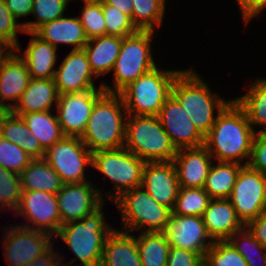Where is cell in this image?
Returning a JSON list of instances; mask_svg holds the SVG:
<instances>
[{"label": "cell", "mask_w": 266, "mask_h": 266, "mask_svg": "<svg viewBox=\"0 0 266 266\" xmlns=\"http://www.w3.org/2000/svg\"><path fill=\"white\" fill-rule=\"evenodd\" d=\"M255 134L244 109L231 100L217 112L214 125L204 137V146L219 162L241 164V160L247 158L244 165H248Z\"/></svg>", "instance_id": "1"}, {"label": "cell", "mask_w": 266, "mask_h": 266, "mask_svg": "<svg viewBox=\"0 0 266 266\" xmlns=\"http://www.w3.org/2000/svg\"><path fill=\"white\" fill-rule=\"evenodd\" d=\"M126 119L122 96L105 92L95 102L85 132L80 138L92 153L122 148L125 144Z\"/></svg>", "instance_id": "2"}, {"label": "cell", "mask_w": 266, "mask_h": 266, "mask_svg": "<svg viewBox=\"0 0 266 266\" xmlns=\"http://www.w3.org/2000/svg\"><path fill=\"white\" fill-rule=\"evenodd\" d=\"M171 94L178 100L195 128L205 137L214 125V109L220 112L231 101L211 92L194 70H182L175 78Z\"/></svg>", "instance_id": "3"}, {"label": "cell", "mask_w": 266, "mask_h": 266, "mask_svg": "<svg viewBox=\"0 0 266 266\" xmlns=\"http://www.w3.org/2000/svg\"><path fill=\"white\" fill-rule=\"evenodd\" d=\"M102 204L81 220L66 223L56 234L79 259L78 266H100L107 236L114 229L105 222ZM110 226V227H109Z\"/></svg>", "instance_id": "4"}, {"label": "cell", "mask_w": 266, "mask_h": 266, "mask_svg": "<svg viewBox=\"0 0 266 266\" xmlns=\"http://www.w3.org/2000/svg\"><path fill=\"white\" fill-rule=\"evenodd\" d=\"M124 147L146 162H170L177 154L157 116L127 115Z\"/></svg>", "instance_id": "5"}, {"label": "cell", "mask_w": 266, "mask_h": 266, "mask_svg": "<svg viewBox=\"0 0 266 266\" xmlns=\"http://www.w3.org/2000/svg\"><path fill=\"white\" fill-rule=\"evenodd\" d=\"M182 70H160L157 66L131 82L119 94L127 115L157 116L171 95L173 82Z\"/></svg>", "instance_id": "6"}, {"label": "cell", "mask_w": 266, "mask_h": 266, "mask_svg": "<svg viewBox=\"0 0 266 266\" xmlns=\"http://www.w3.org/2000/svg\"><path fill=\"white\" fill-rule=\"evenodd\" d=\"M153 31H137L122 38V46L116 59L113 72L114 88L102 83L107 93L119 94L131 82L156 67L151 52Z\"/></svg>", "instance_id": "7"}, {"label": "cell", "mask_w": 266, "mask_h": 266, "mask_svg": "<svg viewBox=\"0 0 266 266\" xmlns=\"http://www.w3.org/2000/svg\"><path fill=\"white\" fill-rule=\"evenodd\" d=\"M121 212L125 232H163L168 226L172 211L157 203L142 187L123 193L114 201ZM148 228V229H147Z\"/></svg>", "instance_id": "8"}, {"label": "cell", "mask_w": 266, "mask_h": 266, "mask_svg": "<svg viewBox=\"0 0 266 266\" xmlns=\"http://www.w3.org/2000/svg\"><path fill=\"white\" fill-rule=\"evenodd\" d=\"M145 162L125 147L119 149L99 150L92 154V167L110 178L116 192L106 196L112 201L123 193L140 187Z\"/></svg>", "instance_id": "9"}, {"label": "cell", "mask_w": 266, "mask_h": 266, "mask_svg": "<svg viewBox=\"0 0 266 266\" xmlns=\"http://www.w3.org/2000/svg\"><path fill=\"white\" fill-rule=\"evenodd\" d=\"M92 154L80 137L64 136L45 151L43 158L64 184L80 183L87 182L85 167L92 166Z\"/></svg>", "instance_id": "10"}, {"label": "cell", "mask_w": 266, "mask_h": 266, "mask_svg": "<svg viewBox=\"0 0 266 266\" xmlns=\"http://www.w3.org/2000/svg\"><path fill=\"white\" fill-rule=\"evenodd\" d=\"M228 199L246 225L266 210V175L243 165Z\"/></svg>", "instance_id": "11"}, {"label": "cell", "mask_w": 266, "mask_h": 266, "mask_svg": "<svg viewBox=\"0 0 266 266\" xmlns=\"http://www.w3.org/2000/svg\"><path fill=\"white\" fill-rule=\"evenodd\" d=\"M17 215H22L31 224L19 226L49 233L52 237L60 230L61 218L56 194L45 191L22 190Z\"/></svg>", "instance_id": "12"}, {"label": "cell", "mask_w": 266, "mask_h": 266, "mask_svg": "<svg viewBox=\"0 0 266 266\" xmlns=\"http://www.w3.org/2000/svg\"><path fill=\"white\" fill-rule=\"evenodd\" d=\"M104 93L101 84L97 89L59 95L57 118L65 136L83 135L93 106Z\"/></svg>", "instance_id": "13"}, {"label": "cell", "mask_w": 266, "mask_h": 266, "mask_svg": "<svg viewBox=\"0 0 266 266\" xmlns=\"http://www.w3.org/2000/svg\"><path fill=\"white\" fill-rule=\"evenodd\" d=\"M2 248L9 266H25L39 257L51 245L52 236L49 233L27 229L21 226H10L4 233Z\"/></svg>", "instance_id": "14"}, {"label": "cell", "mask_w": 266, "mask_h": 266, "mask_svg": "<svg viewBox=\"0 0 266 266\" xmlns=\"http://www.w3.org/2000/svg\"><path fill=\"white\" fill-rule=\"evenodd\" d=\"M92 185L88 180L63 184L56 194L61 225L81 220L103 204L102 193Z\"/></svg>", "instance_id": "15"}, {"label": "cell", "mask_w": 266, "mask_h": 266, "mask_svg": "<svg viewBox=\"0 0 266 266\" xmlns=\"http://www.w3.org/2000/svg\"><path fill=\"white\" fill-rule=\"evenodd\" d=\"M163 233L170 247H178L197 253L203 260L207 250L214 243L200 216L171 214L168 226Z\"/></svg>", "instance_id": "16"}, {"label": "cell", "mask_w": 266, "mask_h": 266, "mask_svg": "<svg viewBox=\"0 0 266 266\" xmlns=\"http://www.w3.org/2000/svg\"><path fill=\"white\" fill-rule=\"evenodd\" d=\"M157 117L176 150L204 145V137L172 94L161 107Z\"/></svg>", "instance_id": "17"}, {"label": "cell", "mask_w": 266, "mask_h": 266, "mask_svg": "<svg viewBox=\"0 0 266 266\" xmlns=\"http://www.w3.org/2000/svg\"><path fill=\"white\" fill-rule=\"evenodd\" d=\"M141 186L157 203L172 211L180 189L173 162H146Z\"/></svg>", "instance_id": "18"}, {"label": "cell", "mask_w": 266, "mask_h": 266, "mask_svg": "<svg viewBox=\"0 0 266 266\" xmlns=\"http://www.w3.org/2000/svg\"><path fill=\"white\" fill-rule=\"evenodd\" d=\"M94 73L90 68L84 49L71 50L55 71L54 81L59 95L97 89L93 83Z\"/></svg>", "instance_id": "19"}, {"label": "cell", "mask_w": 266, "mask_h": 266, "mask_svg": "<svg viewBox=\"0 0 266 266\" xmlns=\"http://www.w3.org/2000/svg\"><path fill=\"white\" fill-rule=\"evenodd\" d=\"M212 158L204 145L177 150L172 162L180 187L204 188L210 167L214 163Z\"/></svg>", "instance_id": "20"}, {"label": "cell", "mask_w": 266, "mask_h": 266, "mask_svg": "<svg viewBox=\"0 0 266 266\" xmlns=\"http://www.w3.org/2000/svg\"><path fill=\"white\" fill-rule=\"evenodd\" d=\"M30 79L27 64L13 50L0 67V106L7 111L15 107ZM8 101L14 103L6 104Z\"/></svg>", "instance_id": "21"}, {"label": "cell", "mask_w": 266, "mask_h": 266, "mask_svg": "<svg viewBox=\"0 0 266 266\" xmlns=\"http://www.w3.org/2000/svg\"><path fill=\"white\" fill-rule=\"evenodd\" d=\"M208 235L213 241L228 240L245 225L238 218L229 199H212L202 215Z\"/></svg>", "instance_id": "22"}, {"label": "cell", "mask_w": 266, "mask_h": 266, "mask_svg": "<svg viewBox=\"0 0 266 266\" xmlns=\"http://www.w3.org/2000/svg\"><path fill=\"white\" fill-rule=\"evenodd\" d=\"M34 34L42 41L58 48L59 44L73 46L72 50L83 49L88 42L78 17H64L40 26Z\"/></svg>", "instance_id": "23"}, {"label": "cell", "mask_w": 266, "mask_h": 266, "mask_svg": "<svg viewBox=\"0 0 266 266\" xmlns=\"http://www.w3.org/2000/svg\"><path fill=\"white\" fill-rule=\"evenodd\" d=\"M59 93L52 79L31 78L27 89L10 111L21 116L30 112L51 111L53 102L58 103Z\"/></svg>", "instance_id": "24"}, {"label": "cell", "mask_w": 266, "mask_h": 266, "mask_svg": "<svg viewBox=\"0 0 266 266\" xmlns=\"http://www.w3.org/2000/svg\"><path fill=\"white\" fill-rule=\"evenodd\" d=\"M100 266H141L136 236L114 228L106 238Z\"/></svg>", "instance_id": "25"}, {"label": "cell", "mask_w": 266, "mask_h": 266, "mask_svg": "<svg viewBox=\"0 0 266 266\" xmlns=\"http://www.w3.org/2000/svg\"><path fill=\"white\" fill-rule=\"evenodd\" d=\"M33 37L30 38L29 45L20 57L27 64L31 78L35 79H52L55 76L57 48L50 43L42 41L34 33H28Z\"/></svg>", "instance_id": "26"}, {"label": "cell", "mask_w": 266, "mask_h": 266, "mask_svg": "<svg viewBox=\"0 0 266 266\" xmlns=\"http://www.w3.org/2000/svg\"><path fill=\"white\" fill-rule=\"evenodd\" d=\"M122 46V38L104 35L89 39L84 46L90 68L95 77L111 72Z\"/></svg>", "instance_id": "27"}, {"label": "cell", "mask_w": 266, "mask_h": 266, "mask_svg": "<svg viewBox=\"0 0 266 266\" xmlns=\"http://www.w3.org/2000/svg\"><path fill=\"white\" fill-rule=\"evenodd\" d=\"M0 136L17 144L33 159H42L45 150L41 147L38 139L32 135L21 116L7 111L0 121Z\"/></svg>", "instance_id": "28"}, {"label": "cell", "mask_w": 266, "mask_h": 266, "mask_svg": "<svg viewBox=\"0 0 266 266\" xmlns=\"http://www.w3.org/2000/svg\"><path fill=\"white\" fill-rule=\"evenodd\" d=\"M21 189L26 191H45L57 194L63 182L58 173L44 160L33 159L19 174Z\"/></svg>", "instance_id": "29"}, {"label": "cell", "mask_w": 266, "mask_h": 266, "mask_svg": "<svg viewBox=\"0 0 266 266\" xmlns=\"http://www.w3.org/2000/svg\"><path fill=\"white\" fill-rule=\"evenodd\" d=\"M21 118L45 151L65 136L57 115H52L51 111L30 112L22 114Z\"/></svg>", "instance_id": "30"}, {"label": "cell", "mask_w": 266, "mask_h": 266, "mask_svg": "<svg viewBox=\"0 0 266 266\" xmlns=\"http://www.w3.org/2000/svg\"><path fill=\"white\" fill-rule=\"evenodd\" d=\"M243 164L219 162L212 164L206 178L204 190L212 199H228Z\"/></svg>", "instance_id": "31"}, {"label": "cell", "mask_w": 266, "mask_h": 266, "mask_svg": "<svg viewBox=\"0 0 266 266\" xmlns=\"http://www.w3.org/2000/svg\"><path fill=\"white\" fill-rule=\"evenodd\" d=\"M136 241L141 266H166L170 245L163 232H141Z\"/></svg>", "instance_id": "32"}, {"label": "cell", "mask_w": 266, "mask_h": 266, "mask_svg": "<svg viewBox=\"0 0 266 266\" xmlns=\"http://www.w3.org/2000/svg\"><path fill=\"white\" fill-rule=\"evenodd\" d=\"M248 93L234 100L244 109L252 128L266 126V79L254 81ZM266 133V128L258 131Z\"/></svg>", "instance_id": "33"}, {"label": "cell", "mask_w": 266, "mask_h": 266, "mask_svg": "<svg viewBox=\"0 0 266 266\" xmlns=\"http://www.w3.org/2000/svg\"><path fill=\"white\" fill-rule=\"evenodd\" d=\"M166 0H133L132 22L139 31H155L164 18Z\"/></svg>", "instance_id": "34"}, {"label": "cell", "mask_w": 266, "mask_h": 266, "mask_svg": "<svg viewBox=\"0 0 266 266\" xmlns=\"http://www.w3.org/2000/svg\"><path fill=\"white\" fill-rule=\"evenodd\" d=\"M211 200L204 188L180 187L172 214L202 217Z\"/></svg>", "instance_id": "35"}, {"label": "cell", "mask_w": 266, "mask_h": 266, "mask_svg": "<svg viewBox=\"0 0 266 266\" xmlns=\"http://www.w3.org/2000/svg\"><path fill=\"white\" fill-rule=\"evenodd\" d=\"M228 241L241 254L248 266H266V248L254 238L247 227L244 226L235 232ZM254 254L258 256H253ZM258 261H261V265Z\"/></svg>", "instance_id": "36"}, {"label": "cell", "mask_w": 266, "mask_h": 266, "mask_svg": "<svg viewBox=\"0 0 266 266\" xmlns=\"http://www.w3.org/2000/svg\"><path fill=\"white\" fill-rule=\"evenodd\" d=\"M70 0H33L31 14L36 21L23 23L25 33H34L40 26L61 18Z\"/></svg>", "instance_id": "37"}, {"label": "cell", "mask_w": 266, "mask_h": 266, "mask_svg": "<svg viewBox=\"0 0 266 266\" xmlns=\"http://www.w3.org/2000/svg\"><path fill=\"white\" fill-rule=\"evenodd\" d=\"M209 266H248L245 259L228 241H214L204 256Z\"/></svg>", "instance_id": "38"}, {"label": "cell", "mask_w": 266, "mask_h": 266, "mask_svg": "<svg viewBox=\"0 0 266 266\" xmlns=\"http://www.w3.org/2000/svg\"><path fill=\"white\" fill-rule=\"evenodd\" d=\"M21 192L19 174L0 166V209L8 207L16 212L19 207Z\"/></svg>", "instance_id": "39"}, {"label": "cell", "mask_w": 266, "mask_h": 266, "mask_svg": "<svg viewBox=\"0 0 266 266\" xmlns=\"http://www.w3.org/2000/svg\"><path fill=\"white\" fill-rule=\"evenodd\" d=\"M102 12L105 19L106 35L124 38L138 31L131 18L116 7L104 3Z\"/></svg>", "instance_id": "40"}, {"label": "cell", "mask_w": 266, "mask_h": 266, "mask_svg": "<svg viewBox=\"0 0 266 266\" xmlns=\"http://www.w3.org/2000/svg\"><path fill=\"white\" fill-rule=\"evenodd\" d=\"M33 160L17 144L11 143L0 136V166L20 174Z\"/></svg>", "instance_id": "41"}, {"label": "cell", "mask_w": 266, "mask_h": 266, "mask_svg": "<svg viewBox=\"0 0 266 266\" xmlns=\"http://www.w3.org/2000/svg\"><path fill=\"white\" fill-rule=\"evenodd\" d=\"M18 32H23V22H18L13 14L6 7L4 0H0V42L7 44L15 52L21 51L17 39Z\"/></svg>", "instance_id": "42"}, {"label": "cell", "mask_w": 266, "mask_h": 266, "mask_svg": "<svg viewBox=\"0 0 266 266\" xmlns=\"http://www.w3.org/2000/svg\"><path fill=\"white\" fill-rule=\"evenodd\" d=\"M81 16H78L85 34L89 39L106 35L105 19L102 5H84Z\"/></svg>", "instance_id": "43"}, {"label": "cell", "mask_w": 266, "mask_h": 266, "mask_svg": "<svg viewBox=\"0 0 266 266\" xmlns=\"http://www.w3.org/2000/svg\"><path fill=\"white\" fill-rule=\"evenodd\" d=\"M252 169L266 175V133L256 132L248 164Z\"/></svg>", "instance_id": "44"}, {"label": "cell", "mask_w": 266, "mask_h": 266, "mask_svg": "<svg viewBox=\"0 0 266 266\" xmlns=\"http://www.w3.org/2000/svg\"><path fill=\"white\" fill-rule=\"evenodd\" d=\"M202 260L197 253L170 247L166 266H198Z\"/></svg>", "instance_id": "45"}, {"label": "cell", "mask_w": 266, "mask_h": 266, "mask_svg": "<svg viewBox=\"0 0 266 266\" xmlns=\"http://www.w3.org/2000/svg\"><path fill=\"white\" fill-rule=\"evenodd\" d=\"M237 2L245 24L266 9V0H237Z\"/></svg>", "instance_id": "46"}, {"label": "cell", "mask_w": 266, "mask_h": 266, "mask_svg": "<svg viewBox=\"0 0 266 266\" xmlns=\"http://www.w3.org/2000/svg\"><path fill=\"white\" fill-rule=\"evenodd\" d=\"M245 227H247L254 238L266 248V210L255 219L249 221Z\"/></svg>", "instance_id": "47"}, {"label": "cell", "mask_w": 266, "mask_h": 266, "mask_svg": "<svg viewBox=\"0 0 266 266\" xmlns=\"http://www.w3.org/2000/svg\"><path fill=\"white\" fill-rule=\"evenodd\" d=\"M6 7L18 20L31 14L33 8V0H4Z\"/></svg>", "instance_id": "48"}, {"label": "cell", "mask_w": 266, "mask_h": 266, "mask_svg": "<svg viewBox=\"0 0 266 266\" xmlns=\"http://www.w3.org/2000/svg\"><path fill=\"white\" fill-rule=\"evenodd\" d=\"M52 249L53 247L51 245L46 251H44V253L33 259L25 266H58V264L62 261V257L60 254H56V251Z\"/></svg>", "instance_id": "49"}, {"label": "cell", "mask_w": 266, "mask_h": 266, "mask_svg": "<svg viewBox=\"0 0 266 266\" xmlns=\"http://www.w3.org/2000/svg\"><path fill=\"white\" fill-rule=\"evenodd\" d=\"M105 3L116 7L132 20L133 0H106Z\"/></svg>", "instance_id": "50"}, {"label": "cell", "mask_w": 266, "mask_h": 266, "mask_svg": "<svg viewBox=\"0 0 266 266\" xmlns=\"http://www.w3.org/2000/svg\"><path fill=\"white\" fill-rule=\"evenodd\" d=\"M12 51H13V49L11 47H9L7 44H4V43L0 42V67H1L3 61L9 56V54Z\"/></svg>", "instance_id": "51"}, {"label": "cell", "mask_w": 266, "mask_h": 266, "mask_svg": "<svg viewBox=\"0 0 266 266\" xmlns=\"http://www.w3.org/2000/svg\"><path fill=\"white\" fill-rule=\"evenodd\" d=\"M84 5L94 4V5H102L106 0H82Z\"/></svg>", "instance_id": "52"}, {"label": "cell", "mask_w": 266, "mask_h": 266, "mask_svg": "<svg viewBox=\"0 0 266 266\" xmlns=\"http://www.w3.org/2000/svg\"><path fill=\"white\" fill-rule=\"evenodd\" d=\"M7 112V110H5L2 106H0V121L2 116Z\"/></svg>", "instance_id": "53"}, {"label": "cell", "mask_w": 266, "mask_h": 266, "mask_svg": "<svg viewBox=\"0 0 266 266\" xmlns=\"http://www.w3.org/2000/svg\"><path fill=\"white\" fill-rule=\"evenodd\" d=\"M74 261H76L75 258H74V260L69 261L66 265H67V266H71V264H72ZM66 265H63V266H66ZM58 266H62V263L60 262V263L58 264ZM76 266H78V265H76Z\"/></svg>", "instance_id": "54"}, {"label": "cell", "mask_w": 266, "mask_h": 266, "mask_svg": "<svg viewBox=\"0 0 266 266\" xmlns=\"http://www.w3.org/2000/svg\"><path fill=\"white\" fill-rule=\"evenodd\" d=\"M198 266H209V265L205 262V260H202V261L199 263Z\"/></svg>", "instance_id": "55"}]
</instances>
